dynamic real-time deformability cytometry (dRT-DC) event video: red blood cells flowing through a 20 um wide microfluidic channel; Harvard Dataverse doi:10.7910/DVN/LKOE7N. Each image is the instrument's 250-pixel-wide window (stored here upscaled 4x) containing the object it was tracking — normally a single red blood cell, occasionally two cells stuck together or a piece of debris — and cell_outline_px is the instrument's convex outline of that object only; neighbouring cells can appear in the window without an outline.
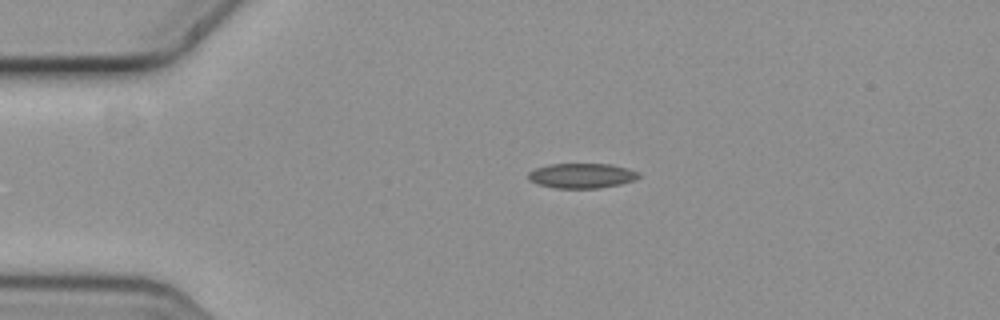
{"species": "common noctule bat (a hibernating species)", "species_latin": "Nyctalus noctula", "temperature_condition": "cold", "stored_images_in_passage": 2, "camera_frame_rate_fps": 3000, "um_per_image_px": 0.085, "animal": {"sex": "female", "body_mass_g": 19.3, "forearm_length_mm": 54.1}, "frame": {"image": 1, "passage_image": 1, "time_ms": 0.0, "image_size_px": [1000, 320], "cell_outline_px": [[640, 176], [632, 180], [620, 184], [600, 188], [556, 188], [536, 184], [528, 180], [528, 172], [536, 168], [548, 164], [608, 164], [628, 168], [636, 172]], "centroid_in_image_um": [49.38, 14.93], "position_along_channel_um": 35.6, "area_um2": 15.95}}